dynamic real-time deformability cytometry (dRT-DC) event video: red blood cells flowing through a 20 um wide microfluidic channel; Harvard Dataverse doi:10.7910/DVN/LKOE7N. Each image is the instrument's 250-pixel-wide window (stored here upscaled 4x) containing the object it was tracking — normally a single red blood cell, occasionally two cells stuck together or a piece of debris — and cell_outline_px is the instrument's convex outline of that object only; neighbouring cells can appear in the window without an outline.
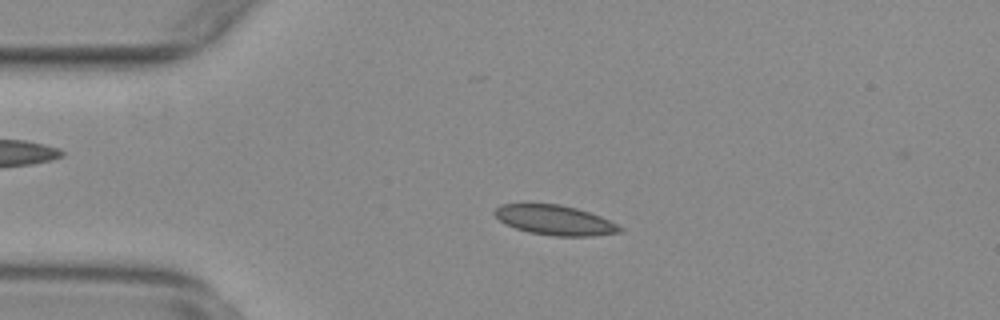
{"species": "common noctule bat (a hibernating species)", "species_latin": "Nyctalus noctula", "temperature_condition": "warm", "stored_images_in_passage": 53, "camera_frame_rate_fps": 3000, "um_per_image_px": 0.085, "animal": {"sex": "female", "body_mass_g": 29.2, "forearm_length_mm": 56.3}, "frame": {"image": 1, "passage_image": 11, "time_ms": 3.333, "image_size_px": [1000, 320], "cell_outline_px": [[624, 232], [592, 236], [552, 236], [528, 232], [504, 224], [492, 212], [500, 204], [560, 204], [576, 208], [600, 216], [624, 228]], "centroid_in_image_um": [47.17, 18.72], "position_along_channel_um": 37.8, "area_um2": 21.79}}
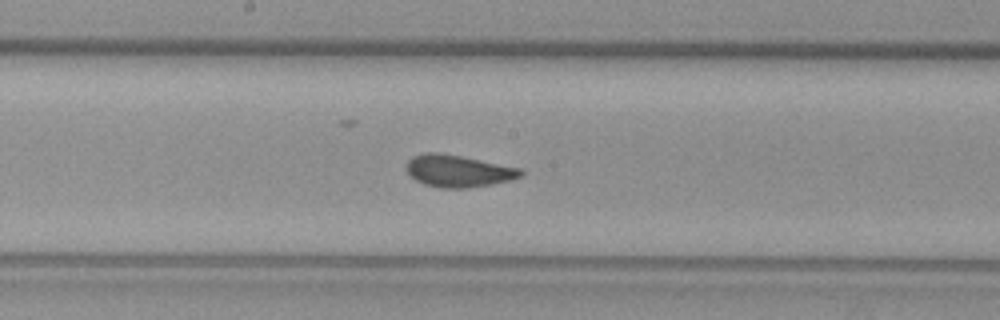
{"frame": {"image": 2, "passage_image": 27, "time_ms": 8.667, "image_size_px": [1000, 320], "cell_outline_px": [[524, 176], [512, 180], [492, 184], [468, 188], [440, 188], [424, 184], [408, 176], [404, 168], [408, 160], [412, 156], [424, 152], [436, 152], [460, 156], [524, 168]], "centroid_in_image_um": [38.96, 14.53], "position_along_channel_um": 209.2, "area_um2": 21.85}}
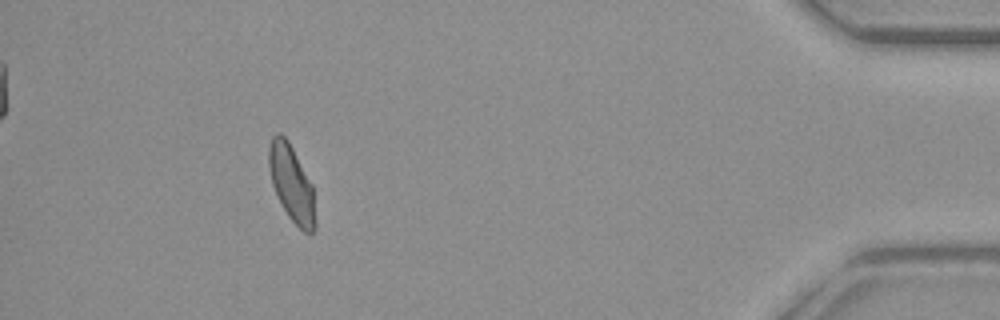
{"frame": {"image": 3, "passage_image": 48, "time_ms": 15.667, "image_size_px": [1000, 320], "cell_outline_px": [[316, 228], [312, 232], [304, 232], [288, 216], [272, 184], [268, 164], [268, 148], [272, 136], [276, 132], [280, 132], [288, 140], [312, 184], [316, 220]], "centroid_in_image_um": [24.78, 15.57], "position_along_channel_um": 410.4, "area_um2": 20.52}, "authors_computed_cell_mechanics": {"area_um2": 21.2126, "velocity_mm_per_s": 3.7886, "shape_relaxation_time_tau1_ms": null, "shape_relaxation_time_tau2_ms": 1.1447, "deformation_change_tau1": null, "deformation_change_tau2": 0.038}}